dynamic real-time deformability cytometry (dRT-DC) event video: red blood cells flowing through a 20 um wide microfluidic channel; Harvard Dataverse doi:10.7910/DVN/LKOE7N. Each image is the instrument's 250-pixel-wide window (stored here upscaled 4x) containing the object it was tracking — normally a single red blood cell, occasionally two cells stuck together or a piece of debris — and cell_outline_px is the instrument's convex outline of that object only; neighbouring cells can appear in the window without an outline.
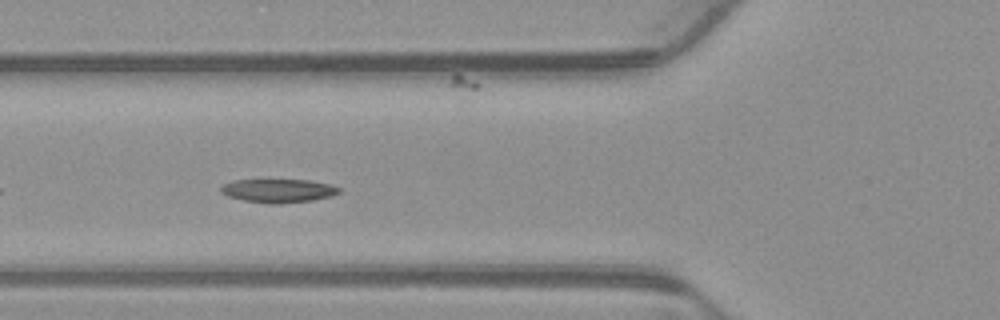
{"species": "common noctule bat (a hibernating species)", "species_latin": "Nyctalus noctula", "temperature_condition": "warm", "stored_images_in_passage": 26, "camera_frame_rate_fps": 3000, "um_per_image_px": 0.085, "animal": {"sex": "male", "body_mass_g": 23.1, "forearm_length_mm": 52.7}, "frame": {"image": 1, "passage_image": 6, "time_ms": 1.667, "image_size_px": [1000, 320], "cell_outline_px": [[340, 192], [332, 196], [312, 200], [280, 204], [268, 204], [244, 200], [228, 196], [220, 192], [220, 188], [224, 184], [232, 180], [312, 180], [332, 184], [340, 188]], "centroid_in_image_um": [23.68, 16.21], "position_along_channel_um": 102.1, "area_um2": 16.36}}
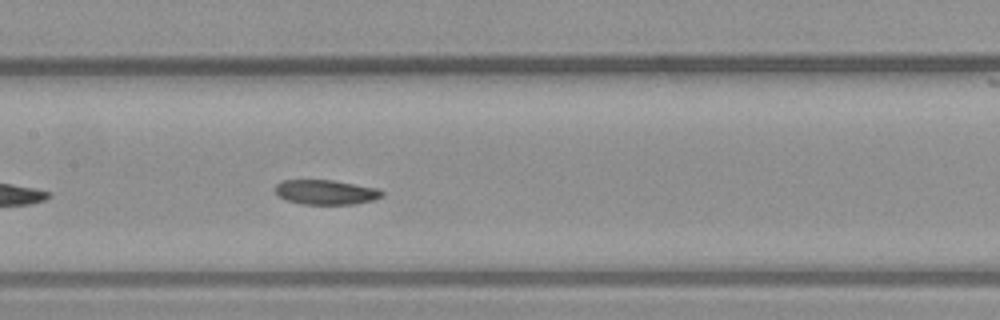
{"frame": {"image": 2, "passage_image": 12, "time_ms": 3.667, "image_size_px": [1000, 320], "cell_outline_px": [[384, 196], [372, 200], [356, 204], [300, 204], [284, 200], [276, 192], [276, 184], [280, 180], [332, 180], [380, 188], [384, 192]], "centroid_in_image_um": [27.72, 16.33], "position_along_channel_um": 179.7, "area_um2": 15.55}}
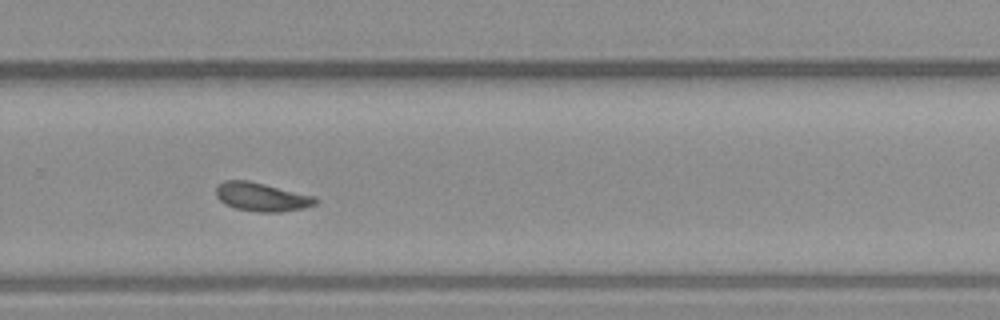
{"frame": {"image": 3, "passage_image": 22, "time_ms": 7.0, "image_size_px": [1000, 320], "cell_outline_px": [[320, 200], [316, 204], [304, 208], [280, 212], [256, 212], [236, 208], [224, 204], [216, 196], [216, 188], [224, 180], [248, 180], [316, 196]], "centroid_in_image_um": [22.27, 16.74], "position_along_channel_um": 307.5, "area_um2": 16.7}}